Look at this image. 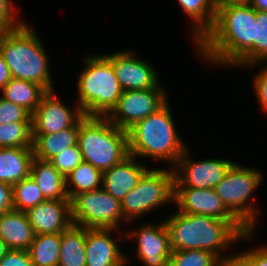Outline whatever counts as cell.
Masks as SVG:
<instances>
[{"label": "cell", "instance_id": "f1b7e54d", "mask_svg": "<svg viewBox=\"0 0 267 266\" xmlns=\"http://www.w3.org/2000/svg\"><path fill=\"white\" fill-rule=\"evenodd\" d=\"M13 208L27 212L39 203L45 201L37 183L29 176L12 186Z\"/></svg>", "mask_w": 267, "mask_h": 266}, {"label": "cell", "instance_id": "484cf974", "mask_svg": "<svg viewBox=\"0 0 267 266\" xmlns=\"http://www.w3.org/2000/svg\"><path fill=\"white\" fill-rule=\"evenodd\" d=\"M62 233L35 235L28 254L34 266H58Z\"/></svg>", "mask_w": 267, "mask_h": 266}, {"label": "cell", "instance_id": "83f0119b", "mask_svg": "<svg viewBox=\"0 0 267 266\" xmlns=\"http://www.w3.org/2000/svg\"><path fill=\"white\" fill-rule=\"evenodd\" d=\"M256 17V42L254 45L231 67L235 70L255 63H267V12L255 10Z\"/></svg>", "mask_w": 267, "mask_h": 266}, {"label": "cell", "instance_id": "e0dca14e", "mask_svg": "<svg viewBox=\"0 0 267 266\" xmlns=\"http://www.w3.org/2000/svg\"><path fill=\"white\" fill-rule=\"evenodd\" d=\"M26 214L36 235L62 233L72 224L70 200H45Z\"/></svg>", "mask_w": 267, "mask_h": 266}, {"label": "cell", "instance_id": "e575fe53", "mask_svg": "<svg viewBox=\"0 0 267 266\" xmlns=\"http://www.w3.org/2000/svg\"><path fill=\"white\" fill-rule=\"evenodd\" d=\"M19 11L12 0H0V31L18 28L25 22Z\"/></svg>", "mask_w": 267, "mask_h": 266}, {"label": "cell", "instance_id": "8d00e7d4", "mask_svg": "<svg viewBox=\"0 0 267 266\" xmlns=\"http://www.w3.org/2000/svg\"><path fill=\"white\" fill-rule=\"evenodd\" d=\"M0 266H34L28 251L10 249L0 261Z\"/></svg>", "mask_w": 267, "mask_h": 266}, {"label": "cell", "instance_id": "603a6c76", "mask_svg": "<svg viewBox=\"0 0 267 266\" xmlns=\"http://www.w3.org/2000/svg\"><path fill=\"white\" fill-rule=\"evenodd\" d=\"M30 177L37 183L46 200H69L65 177L49 161L34 157Z\"/></svg>", "mask_w": 267, "mask_h": 266}, {"label": "cell", "instance_id": "9c48e42d", "mask_svg": "<svg viewBox=\"0 0 267 266\" xmlns=\"http://www.w3.org/2000/svg\"><path fill=\"white\" fill-rule=\"evenodd\" d=\"M72 223L85 228L120 229L128 221L121 210V202L102 187L74 195L70 199ZM122 225V227H121Z\"/></svg>", "mask_w": 267, "mask_h": 266}, {"label": "cell", "instance_id": "ab89813d", "mask_svg": "<svg viewBox=\"0 0 267 266\" xmlns=\"http://www.w3.org/2000/svg\"><path fill=\"white\" fill-rule=\"evenodd\" d=\"M210 266H238L237 255L235 254L229 257L218 258Z\"/></svg>", "mask_w": 267, "mask_h": 266}, {"label": "cell", "instance_id": "1f68e13d", "mask_svg": "<svg viewBox=\"0 0 267 266\" xmlns=\"http://www.w3.org/2000/svg\"><path fill=\"white\" fill-rule=\"evenodd\" d=\"M255 67H258L259 69L252 77V89L253 93L256 95L255 98L257 99L256 102L259 104V109L263 112V114L265 113L267 115V63H255L242 69H245L244 71H248V69L253 70Z\"/></svg>", "mask_w": 267, "mask_h": 266}, {"label": "cell", "instance_id": "5bb4252c", "mask_svg": "<svg viewBox=\"0 0 267 266\" xmlns=\"http://www.w3.org/2000/svg\"><path fill=\"white\" fill-rule=\"evenodd\" d=\"M58 97L56 90L48 91L32 113V134H52L74 126L83 116L80 106L73 108Z\"/></svg>", "mask_w": 267, "mask_h": 266}, {"label": "cell", "instance_id": "f546056e", "mask_svg": "<svg viewBox=\"0 0 267 266\" xmlns=\"http://www.w3.org/2000/svg\"><path fill=\"white\" fill-rule=\"evenodd\" d=\"M32 147L31 122L0 124V148Z\"/></svg>", "mask_w": 267, "mask_h": 266}, {"label": "cell", "instance_id": "2e32d148", "mask_svg": "<svg viewBox=\"0 0 267 266\" xmlns=\"http://www.w3.org/2000/svg\"><path fill=\"white\" fill-rule=\"evenodd\" d=\"M173 205L184 214L211 216L219 220H238L212 188H174Z\"/></svg>", "mask_w": 267, "mask_h": 266}, {"label": "cell", "instance_id": "7a4b0ae2", "mask_svg": "<svg viewBox=\"0 0 267 266\" xmlns=\"http://www.w3.org/2000/svg\"><path fill=\"white\" fill-rule=\"evenodd\" d=\"M174 212L164 215L172 250H206L223 258L235 255L234 246L240 241L252 244L255 239L256 231H249L239 220Z\"/></svg>", "mask_w": 267, "mask_h": 266}, {"label": "cell", "instance_id": "d590c367", "mask_svg": "<svg viewBox=\"0 0 267 266\" xmlns=\"http://www.w3.org/2000/svg\"><path fill=\"white\" fill-rule=\"evenodd\" d=\"M238 258V266H267V243H258L253 248L235 251Z\"/></svg>", "mask_w": 267, "mask_h": 266}, {"label": "cell", "instance_id": "44dd1931", "mask_svg": "<svg viewBox=\"0 0 267 266\" xmlns=\"http://www.w3.org/2000/svg\"><path fill=\"white\" fill-rule=\"evenodd\" d=\"M183 13L189 18L188 29L194 47L213 27L216 18V5L213 0H176ZM190 27V28H189Z\"/></svg>", "mask_w": 267, "mask_h": 266}, {"label": "cell", "instance_id": "5b68a950", "mask_svg": "<svg viewBox=\"0 0 267 266\" xmlns=\"http://www.w3.org/2000/svg\"><path fill=\"white\" fill-rule=\"evenodd\" d=\"M94 54L83 57V70L76 75V103L85 116L107 117L123 90L109 59L104 54Z\"/></svg>", "mask_w": 267, "mask_h": 266}, {"label": "cell", "instance_id": "ac0fdd59", "mask_svg": "<svg viewBox=\"0 0 267 266\" xmlns=\"http://www.w3.org/2000/svg\"><path fill=\"white\" fill-rule=\"evenodd\" d=\"M145 164L137 157L129 155L111 169L103 171L102 188L121 202L150 168V165L148 167Z\"/></svg>", "mask_w": 267, "mask_h": 266}, {"label": "cell", "instance_id": "f35d334b", "mask_svg": "<svg viewBox=\"0 0 267 266\" xmlns=\"http://www.w3.org/2000/svg\"><path fill=\"white\" fill-rule=\"evenodd\" d=\"M11 78L9 67L0 53V91L8 84Z\"/></svg>", "mask_w": 267, "mask_h": 266}, {"label": "cell", "instance_id": "9a60e30c", "mask_svg": "<svg viewBox=\"0 0 267 266\" xmlns=\"http://www.w3.org/2000/svg\"><path fill=\"white\" fill-rule=\"evenodd\" d=\"M124 239L125 230L86 228V266H120L125 263L126 252L119 246Z\"/></svg>", "mask_w": 267, "mask_h": 266}, {"label": "cell", "instance_id": "d6986e66", "mask_svg": "<svg viewBox=\"0 0 267 266\" xmlns=\"http://www.w3.org/2000/svg\"><path fill=\"white\" fill-rule=\"evenodd\" d=\"M35 235L26 212L12 209L0 215V238L9 249L27 251Z\"/></svg>", "mask_w": 267, "mask_h": 266}, {"label": "cell", "instance_id": "74e56055", "mask_svg": "<svg viewBox=\"0 0 267 266\" xmlns=\"http://www.w3.org/2000/svg\"><path fill=\"white\" fill-rule=\"evenodd\" d=\"M13 208L12 186L0 182V215Z\"/></svg>", "mask_w": 267, "mask_h": 266}, {"label": "cell", "instance_id": "ee69618b", "mask_svg": "<svg viewBox=\"0 0 267 266\" xmlns=\"http://www.w3.org/2000/svg\"><path fill=\"white\" fill-rule=\"evenodd\" d=\"M127 265H129V263L126 261L125 263H123V264L120 265V266H127Z\"/></svg>", "mask_w": 267, "mask_h": 266}, {"label": "cell", "instance_id": "b9f144b4", "mask_svg": "<svg viewBox=\"0 0 267 266\" xmlns=\"http://www.w3.org/2000/svg\"><path fill=\"white\" fill-rule=\"evenodd\" d=\"M9 250L10 249L7 244L0 238V261L8 253Z\"/></svg>", "mask_w": 267, "mask_h": 266}, {"label": "cell", "instance_id": "3957f363", "mask_svg": "<svg viewBox=\"0 0 267 266\" xmlns=\"http://www.w3.org/2000/svg\"><path fill=\"white\" fill-rule=\"evenodd\" d=\"M176 126L169 100L157 112L127 130L129 155L143 162L148 157L173 168L189 146Z\"/></svg>", "mask_w": 267, "mask_h": 266}, {"label": "cell", "instance_id": "30bf717a", "mask_svg": "<svg viewBox=\"0 0 267 266\" xmlns=\"http://www.w3.org/2000/svg\"><path fill=\"white\" fill-rule=\"evenodd\" d=\"M150 221L137 226H133L136 221L129 222L133 228L125 229V241L133 243L135 255L131 253L134 257L129 258L126 252V261L130 264V259L135 258L143 266H169L172 248L166 222L163 218L157 223Z\"/></svg>", "mask_w": 267, "mask_h": 266}, {"label": "cell", "instance_id": "4fadbf2b", "mask_svg": "<svg viewBox=\"0 0 267 266\" xmlns=\"http://www.w3.org/2000/svg\"><path fill=\"white\" fill-rule=\"evenodd\" d=\"M104 55L112 64L123 91L153 89L161 82V76L155 65L139 57L134 49L125 48Z\"/></svg>", "mask_w": 267, "mask_h": 266}, {"label": "cell", "instance_id": "d6a6232c", "mask_svg": "<svg viewBox=\"0 0 267 266\" xmlns=\"http://www.w3.org/2000/svg\"><path fill=\"white\" fill-rule=\"evenodd\" d=\"M82 161L83 156L77 144L62 151L49 162L66 178Z\"/></svg>", "mask_w": 267, "mask_h": 266}, {"label": "cell", "instance_id": "836d02e7", "mask_svg": "<svg viewBox=\"0 0 267 266\" xmlns=\"http://www.w3.org/2000/svg\"><path fill=\"white\" fill-rule=\"evenodd\" d=\"M32 114L24 107L4 99L0 95V124L31 122Z\"/></svg>", "mask_w": 267, "mask_h": 266}, {"label": "cell", "instance_id": "cb8c5ba5", "mask_svg": "<svg viewBox=\"0 0 267 266\" xmlns=\"http://www.w3.org/2000/svg\"><path fill=\"white\" fill-rule=\"evenodd\" d=\"M86 228L71 224L62 232L58 266H86Z\"/></svg>", "mask_w": 267, "mask_h": 266}, {"label": "cell", "instance_id": "277c9868", "mask_svg": "<svg viewBox=\"0 0 267 266\" xmlns=\"http://www.w3.org/2000/svg\"><path fill=\"white\" fill-rule=\"evenodd\" d=\"M33 26L26 20L18 28L0 31V53L13 78L32 81L53 91L56 89L50 72L51 58Z\"/></svg>", "mask_w": 267, "mask_h": 266}, {"label": "cell", "instance_id": "ffe728a7", "mask_svg": "<svg viewBox=\"0 0 267 266\" xmlns=\"http://www.w3.org/2000/svg\"><path fill=\"white\" fill-rule=\"evenodd\" d=\"M32 147L0 148V182L13 186L30 176Z\"/></svg>", "mask_w": 267, "mask_h": 266}, {"label": "cell", "instance_id": "d4e9b609", "mask_svg": "<svg viewBox=\"0 0 267 266\" xmlns=\"http://www.w3.org/2000/svg\"><path fill=\"white\" fill-rule=\"evenodd\" d=\"M47 92L43 86L37 83L12 77L1 90L0 95L4 99L24 107L32 114Z\"/></svg>", "mask_w": 267, "mask_h": 266}, {"label": "cell", "instance_id": "8992f818", "mask_svg": "<svg viewBox=\"0 0 267 266\" xmlns=\"http://www.w3.org/2000/svg\"><path fill=\"white\" fill-rule=\"evenodd\" d=\"M77 144L83 161L102 172L129 156L128 131L118 128L107 117L84 115Z\"/></svg>", "mask_w": 267, "mask_h": 266}, {"label": "cell", "instance_id": "4316f807", "mask_svg": "<svg viewBox=\"0 0 267 266\" xmlns=\"http://www.w3.org/2000/svg\"><path fill=\"white\" fill-rule=\"evenodd\" d=\"M103 172L89 162L82 161L66 178L69 200L76 194L102 187Z\"/></svg>", "mask_w": 267, "mask_h": 266}, {"label": "cell", "instance_id": "52a82bcc", "mask_svg": "<svg viewBox=\"0 0 267 266\" xmlns=\"http://www.w3.org/2000/svg\"><path fill=\"white\" fill-rule=\"evenodd\" d=\"M241 164L235 161L214 190L228 210L249 231H257L262 214L254 193L262 185L264 174L260 169Z\"/></svg>", "mask_w": 267, "mask_h": 266}, {"label": "cell", "instance_id": "7c38bea8", "mask_svg": "<svg viewBox=\"0 0 267 266\" xmlns=\"http://www.w3.org/2000/svg\"><path fill=\"white\" fill-rule=\"evenodd\" d=\"M168 96L162 82L153 89L123 91L107 118L118 128L128 130L137 121L162 108L169 101Z\"/></svg>", "mask_w": 267, "mask_h": 266}, {"label": "cell", "instance_id": "6da1fadb", "mask_svg": "<svg viewBox=\"0 0 267 266\" xmlns=\"http://www.w3.org/2000/svg\"><path fill=\"white\" fill-rule=\"evenodd\" d=\"M255 9L246 1L216 6L213 27L194 46L207 66L231 67L256 42Z\"/></svg>", "mask_w": 267, "mask_h": 266}, {"label": "cell", "instance_id": "7402d4cb", "mask_svg": "<svg viewBox=\"0 0 267 266\" xmlns=\"http://www.w3.org/2000/svg\"><path fill=\"white\" fill-rule=\"evenodd\" d=\"M80 120L72 127L52 134H32V148L36 159L50 161L69 147L77 145Z\"/></svg>", "mask_w": 267, "mask_h": 266}, {"label": "cell", "instance_id": "7bdbcfd3", "mask_svg": "<svg viewBox=\"0 0 267 266\" xmlns=\"http://www.w3.org/2000/svg\"><path fill=\"white\" fill-rule=\"evenodd\" d=\"M244 1H247V0H213L216 6L226 3V2H244Z\"/></svg>", "mask_w": 267, "mask_h": 266}, {"label": "cell", "instance_id": "8fae6325", "mask_svg": "<svg viewBox=\"0 0 267 266\" xmlns=\"http://www.w3.org/2000/svg\"><path fill=\"white\" fill-rule=\"evenodd\" d=\"M191 152L187 147L173 167L174 188L214 189L235 163L224 157L194 160Z\"/></svg>", "mask_w": 267, "mask_h": 266}, {"label": "cell", "instance_id": "ba28073f", "mask_svg": "<svg viewBox=\"0 0 267 266\" xmlns=\"http://www.w3.org/2000/svg\"><path fill=\"white\" fill-rule=\"evenodd\" d=\"M151 167L144 173L137 186L121 200L122 214L128 222L138 221L147 214L155 213V210L160 211L164 206L166 208L173 205V168L156 165L155 168Z\"/></svg>", "mask_w": 267, "mask_h": 266}, {"label": "cell", "instance_id": "4dcf8cb0", "mask_svg": "<svg viewBox=\"0 0 267 266\" xmlns=\"http://www.w3.org/2000/svg\"><path fill=\"white\" fill-rule=\"evenodd\" d=\"M217 259L206 250H172L169 266H210Z\"/></svg>", "mask_w": 267, "mask_h": 266}, {"label": "cell", "instance_id": "60d3db41", "mask_svg": "<svg viewBox=\"0 0 267 266\" xmlns=\"http://www.w3.org/2000/svg\"><path fill=\"white\" fill-rule=\"evenodd\" d=\"M246 2L257 11L267 12V0H247Z\"/></svg>", "mask_w": 267, "mask_h": 266}]
</instances>
